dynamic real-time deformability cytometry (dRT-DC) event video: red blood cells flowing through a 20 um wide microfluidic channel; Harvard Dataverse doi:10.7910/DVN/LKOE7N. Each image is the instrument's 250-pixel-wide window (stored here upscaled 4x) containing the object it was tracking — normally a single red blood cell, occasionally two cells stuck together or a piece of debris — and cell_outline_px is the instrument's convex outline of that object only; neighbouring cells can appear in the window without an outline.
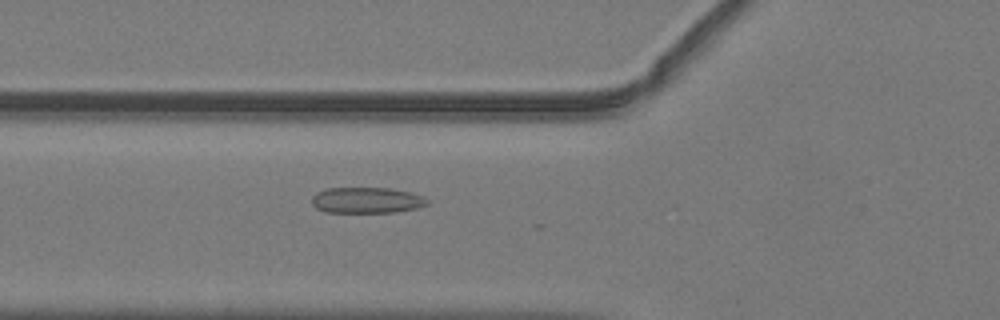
{"species": "common noctule bat (a hibernating species)", "species_latin": "Nyctalus noctula", "temperature_condition": "warm", "stored_images_in_passage": 20, "camera_frame_rate_fps": 3000, "um_per_image_px": 0.085, "animal": {"sex": "male", "body_mass_g": 19.2, "forearm_length_mm": 51.8}, "frame": {"image": 1, "passage_image": 11, "time_ms": 3.333, "image_size_px": [1000, 320], "cell_outline_px": [[428, 204], [416, 208], [396, 212], [324, 212], [316, 208], [312, 204], [312, 196], [316, 192], [328, 188], [388, 188], [412, 192], [424, 196], [428, 200]], "centroid_in_image_um": [31.17, 17.02], "position_along_channel_um": 94.6, "area_um2": 17.51}}
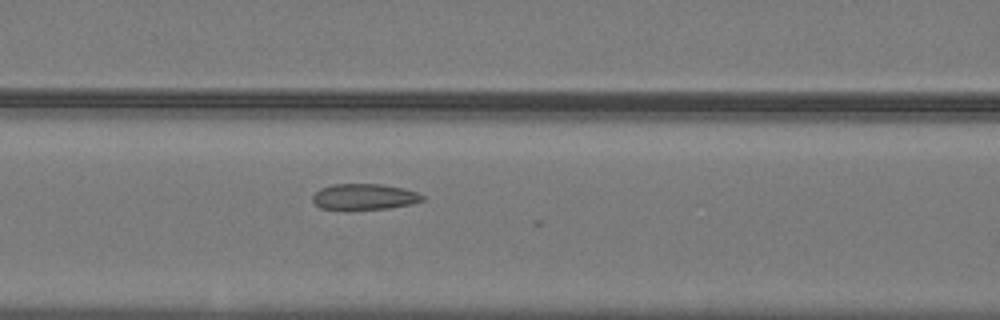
{"frame": {"image": 2, "passage_image": 14, "time_ms": 4.333, "image_size_px": [1000, 320], "cell_outline_px": [[424, 200], [412, 204], [388, 208], [320, 208], [312, 200], [312, 196], [320, 188], [332, 184], [380, 184], [404, 188], [416, 192], [424, 196]], "centroid_in_image_um": [30.98, 16.7], "position_along_channel_um": 135.6, "area_um2": 16.24}}
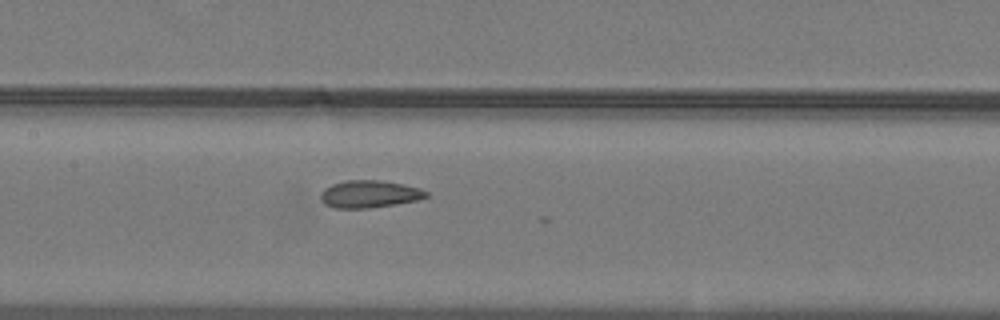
{"frame": {"image": 3, "passage_image": 17, "time_ms": 5.333, "image_size_px": [1000, 320], "cell_outline_px": [[428, 196], [416, 200], [396, 204], [368, 208], [332, 208], [324, 204], [320, 200], [320, 192], [324, 188], [332, 184], [344, 180], [380, 180], [404, 184], [420, 188], [428, 192]], "centroid_in_image_um": [31.35, 16.49], "position_along_channel_um": 176.0, "area_um2": 16.99}}